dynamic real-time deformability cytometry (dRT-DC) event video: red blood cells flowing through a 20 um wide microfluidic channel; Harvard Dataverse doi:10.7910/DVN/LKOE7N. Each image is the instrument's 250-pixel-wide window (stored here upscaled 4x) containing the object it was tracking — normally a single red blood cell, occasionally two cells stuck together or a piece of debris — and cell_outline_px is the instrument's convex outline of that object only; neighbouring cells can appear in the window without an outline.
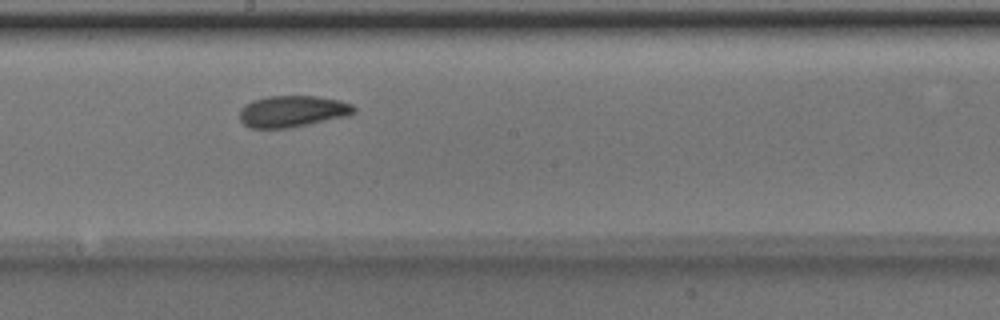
{"species": "Egyptian fruit bat (a non-hibernating species)", "species_latin": "Rousettus aegyptiacus", "temperature_condition": "room temperature", "stored_images_in_passage": 9, "camera_frame_rate_fps": 3000, "um_per_image_px": 0.085, "animal": {"sex": "male"}, "frame": {"image": 1, "passage_image": 8, "time_ms": 2.333, "image_size_px": [1000, 320], "cell_outline_px": [[356, 112], [348, 116], [288, 128], [252, 128], [244, 124], [240, 120], [240, 108], [244, 104], [252, 100], [268, 96], [316, 96], [340, 100], [352, 104], [356, 108]], "centroid_in_image_um": [24.86, 9.45], "position_along_channel_um": 223.3, "area_um2": 21.1}}
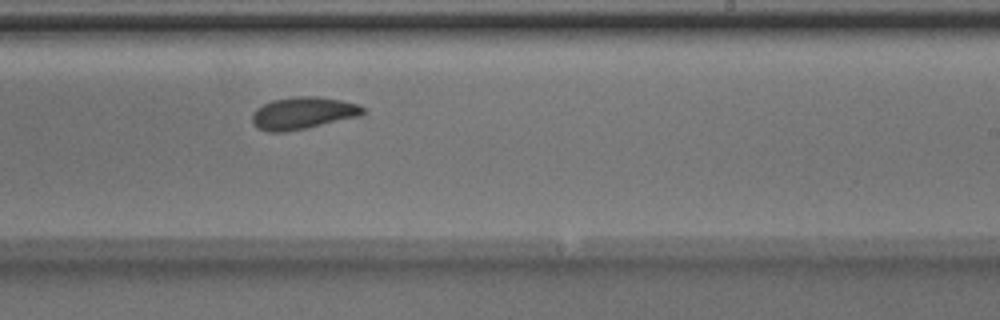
{"frame": {"image": 2, "passage_image": 9, "time_ms": 2.667, "image_size_px": [1000, 320], "cell_outline_px": [[368, 112], [360, 116], [304, 128], [284, 132], [268, 132], [256, 128], [252, 124], [252, 112], [256, 108], [272, 100], [300, 96], [316, 96], [340, 100], [360, 104]], "centroid_in_image_um": [25.74, 9.61], "position_along_channel_um": 263.3, "area_um2": 20.81}}